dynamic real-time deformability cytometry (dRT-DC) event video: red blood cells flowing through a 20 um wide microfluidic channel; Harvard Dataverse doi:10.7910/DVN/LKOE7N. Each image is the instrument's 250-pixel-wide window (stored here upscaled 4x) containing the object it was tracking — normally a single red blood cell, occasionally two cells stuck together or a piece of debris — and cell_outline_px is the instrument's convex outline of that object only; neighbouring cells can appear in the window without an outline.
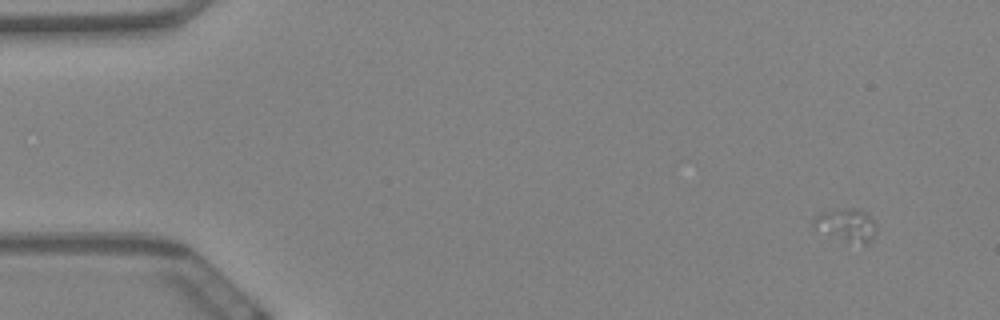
{"species": "Egyptian fruit bat (a non-hibernating species)", "species_latin": "Rousettus aegyptiacus", "temperature_condition": "warm", "stored_images_in_passage": 9, "camera_frame_rate_fps": 3000, "um_per_image_px": 0.085, "animal": {"sex": "female"}, "frame": {"image": 1, "passage_image": 1, "time_ms": 0.0, "image_size_px": [1000, 320], "cell_outline_px": [[872, 240], [868, 244], [864, 244], [848, 240], [812, 224], [812, 220], [820, 212], [840, 208], [856, 208], [864, 212], [872, 220]], "centroid_in_image_um": [71.94, 19.05], "position_along_channel_um": 13.1, "area_um2": 10.87}}